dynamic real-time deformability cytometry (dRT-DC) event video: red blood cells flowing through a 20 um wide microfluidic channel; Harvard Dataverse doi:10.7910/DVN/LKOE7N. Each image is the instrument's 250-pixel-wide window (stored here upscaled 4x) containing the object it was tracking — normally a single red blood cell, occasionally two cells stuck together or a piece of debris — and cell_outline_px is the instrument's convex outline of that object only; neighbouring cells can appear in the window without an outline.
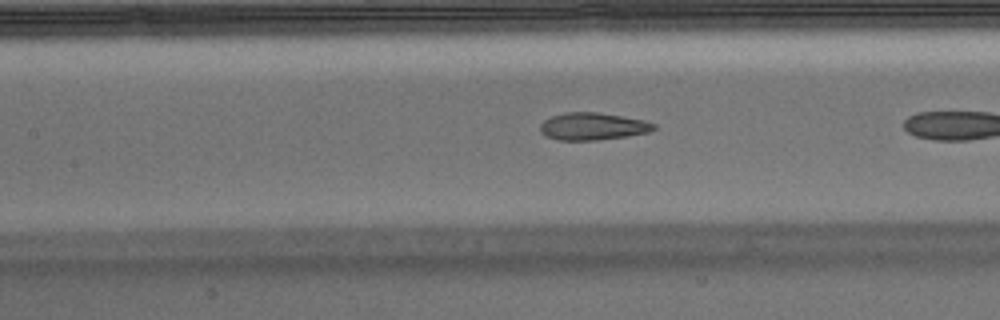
{"species": "Egyptian fruit bat (a non-hibernating species)", "species_latin": "Rousettus aegyptiacus", "temperature_condition": "warm", "stored_images_in_passage": 26, "camera_frame_rate_fps": 3000, "um_per_image_px": 0.085, "animal": {"sex": "male"}, "frame": {"image": 1, "passage_image": 8, "time_ms": 2.333, "image_size_px": [1000, 320], "cell_outline_px": [[656, 128], [652, 132], [628, 136], [596, 140], [560, 140], [544, 136], [540, 132], [540, 124], [544, 120], [552, 116], [564, 112], [596, 112], [644, 120], [656, 124]], "centroid_in_image_um": [50.39, 10.74], "position_along_channel_um": 157.0, "area_um2": 18.21}}